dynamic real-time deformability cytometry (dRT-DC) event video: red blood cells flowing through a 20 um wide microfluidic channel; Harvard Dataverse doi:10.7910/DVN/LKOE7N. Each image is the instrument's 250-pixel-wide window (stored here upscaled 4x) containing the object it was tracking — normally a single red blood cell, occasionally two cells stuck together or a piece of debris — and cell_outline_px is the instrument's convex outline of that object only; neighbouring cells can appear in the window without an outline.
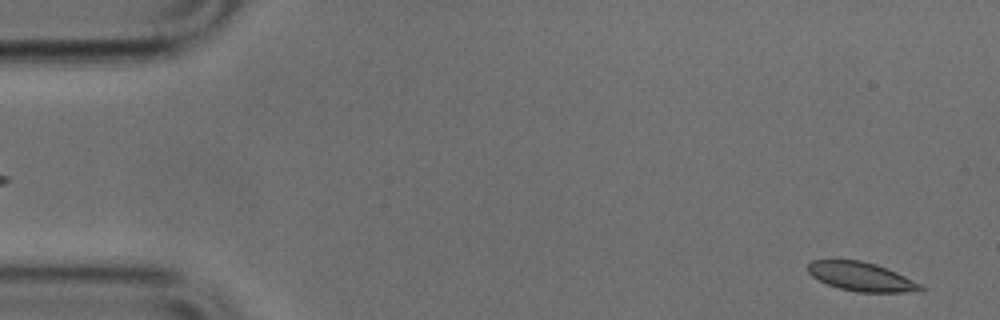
{"species": "common noctule bat (a hibernating species)", "species_latin": "Nyctalus noctula", "temperature_condition": "cold", "stored_images_in_passage": 50, "camera_frame_rate_fps": 3000, "um_per_image_px": 0.085, "animal": {"sex": "male", "body_mass_g": 17.9, "forearm_length_mm": 54.2}, "frame": {"image": 1, "passage_image": 2, "time_ms": 0.333, "image_size_px": [1000, 320], "cell_outline_px": [[924, 288], [920, 292], [856, 292], [840, 288], [828, 284], [812, 276], [808, 272], [808, 264], [812, 260], [860, 260], [876, 264], [896, 272], [920, 284]], "centroid_in_image_um": [73.21, 23.52], "position_along_channel_um": 11.8, "area_um2": 18.79}}
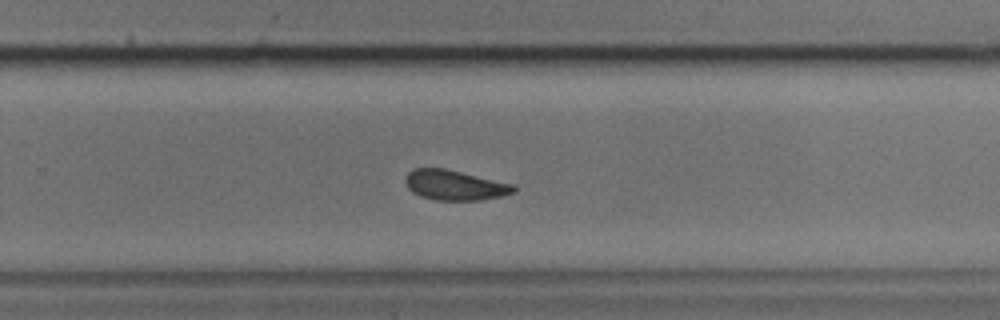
{"frame": {"image": 2, "passage_image": 32, "time_ms": 10.333, "image_size_px": [1000, 320], "cell_outline_px": [[516, 192], [500, 196], [480, 200], [436, 200], [420, 196], [412, 192], [408, 188], [404, 180], [408, 172], [412, 168], [444, 168], [516, 184]], "centroid_in_image_um": [38.66, 15.73], "position_along_channel_um": 291.1, "area_um2": 19.13}}
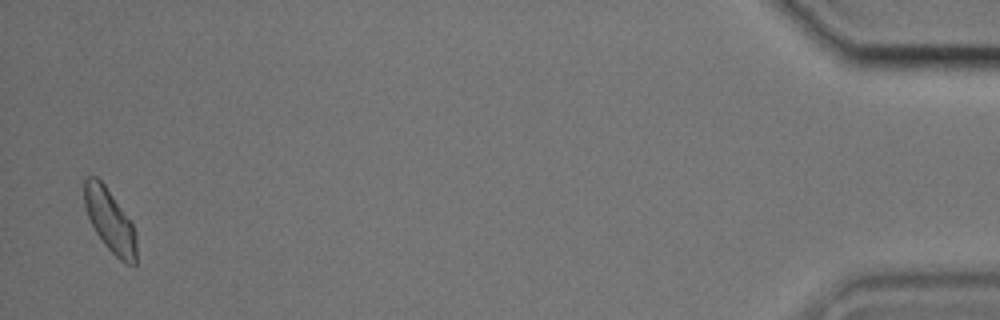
{"frame": {"image": 3, "passage_image": 49, "time_ms": 16.0, "image_size_px": [1000, 320], "cell_outline_px": [[136, 264], [128, 264], [120, 260], [104, 244], [96, 232], [88, 216], [84, 204], [84, 180], [88, 176], [96, 176], [104, 184], [132, 224], [136, 232]], "centroid_in_image_um": [9.33, 18.75], "position_along_channel_um": 425.9, "area_um2": 18.73}}